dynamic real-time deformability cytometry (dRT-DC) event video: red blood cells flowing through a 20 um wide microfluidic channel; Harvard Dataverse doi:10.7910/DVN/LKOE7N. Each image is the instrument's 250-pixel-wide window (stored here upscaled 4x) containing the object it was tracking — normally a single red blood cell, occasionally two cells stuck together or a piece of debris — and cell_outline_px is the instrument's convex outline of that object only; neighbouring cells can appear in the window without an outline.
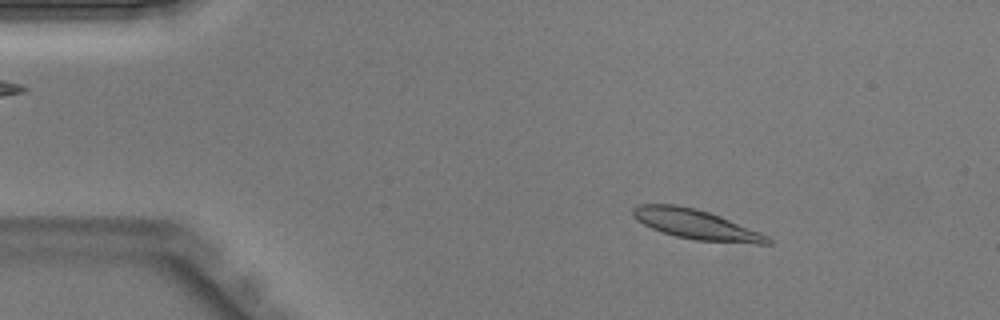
{"species": "Egyptian fruit bat (a non-hibernating species)", "species_latin": "Rousettus aegyptiacus", "temperature_condition": "warm", "stored_images_in_passage": 44, "camera_frame_rate_fps": 3000, "um_per_image_px": 0.085, "animal": {"sex": "male"}, "frame": {"image": 1, "passage_image": 7, "time_ms": 2.0, "image_size_px": [1000, 320], "cell_outline_px": [[776, 240], [772, 244], [756, 244], [696, 240], [676, 236], [652, 228], [636, 220], [632, 216], [632, 208], [640, 204], [676, 204], [696, 208], [720, 216], [760, 232]], "centroid_in_image_um": [59.2, 19.08], "position_along_channel_um": 25.8, "area_um2": 23.41}}
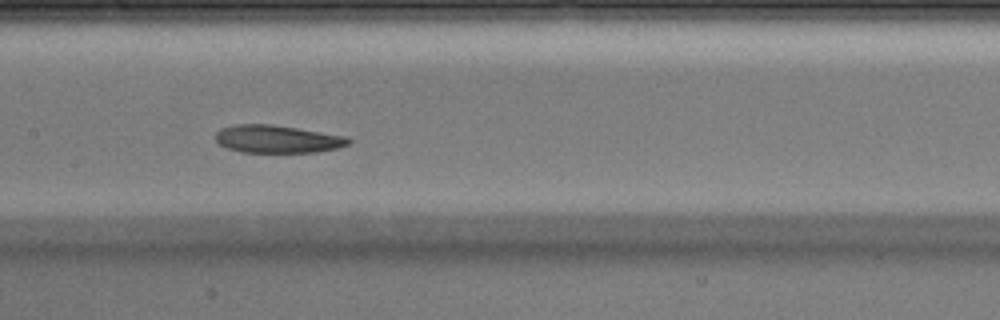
{"frame": {"image": 2, "passage_image": 22, "time_ms": 7.0, "image_size_px": [1000, 320], "cell_outline_px": [[352, 140], [348, 144], [336, 148], [316, 152], [240, 152], [228, 148], [220, 144], [216, 140], [216, 132], [220, 128], [236, 124], [268, 124], [296, 128], [348, 136]], "centroid_in_image_um": [23.57, 11.81], "position_along_channel_um": 183.8, "area_um2": 21.39}}
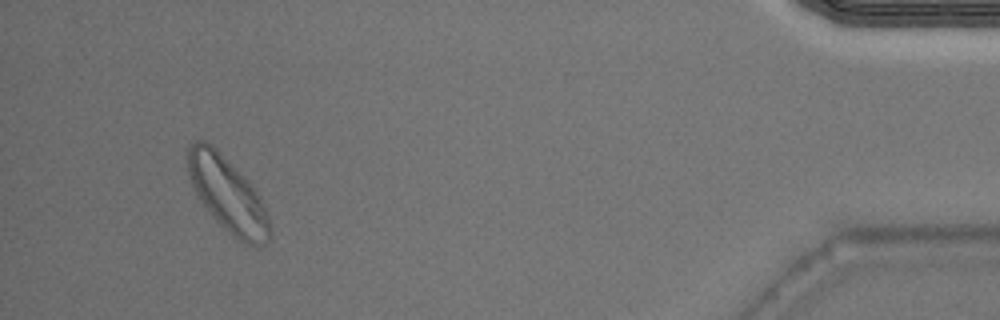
{"frame": {"image": 3, "passage_image": 42, "time_ms": 13.667, "image_size_px": [1000, 320], "cell_outline_px": [[272, 236], [264, 244], [244, 244], [232, 236], [216, 220], [200, 200], [192, 184], [188, 172], [188, 148], [192, 140], [204, 140], [212, 144], [248, 180], [260, 196], [268, 216], [272, 232]], "centroid_in_image_um": [19.36, 16.52], "position_along_channel_um": 415.8, "area_um2": 35.49}}